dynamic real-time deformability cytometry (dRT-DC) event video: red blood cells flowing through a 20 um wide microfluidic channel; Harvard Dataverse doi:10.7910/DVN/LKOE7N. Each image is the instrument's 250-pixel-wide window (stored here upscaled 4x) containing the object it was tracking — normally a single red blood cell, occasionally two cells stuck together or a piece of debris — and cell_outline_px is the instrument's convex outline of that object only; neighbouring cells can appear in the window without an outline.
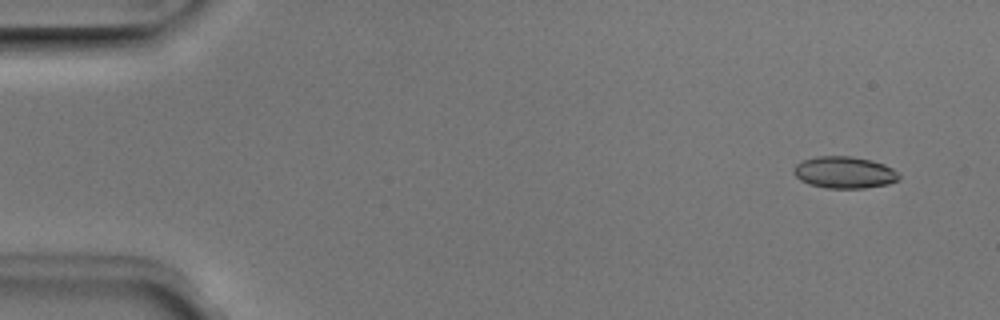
{"species": "Egyptian fruit bat (a non-hibernating species)", "species_latin": "Rousettus aegyptiacus", "temperature_condition": "room temperature", "stored_images_in_passage": 5, "camera_frame_rate_fps": 3000, "um_per_image_px": 0.085, "animal": {"sex": "male"}, "frame": {"image": 1, "passage_image": 1, "time_ms": 0.0, "image_size_px": [1000, 320], "cell_outline_px": [[900, 180], [888, 184], [864, 188], [828, 188], [808, 184], [800, 180], [792, 172], [792, 168], [796, 164], [804, 160], [816, 156], [852, 156], [872, 160], [884, 164], [892, 168], [900, 176]], "centroid_in_image_um": [71.76, 14.65], "position_along_channel_um": 13.2, "area_um2": 19.65}}